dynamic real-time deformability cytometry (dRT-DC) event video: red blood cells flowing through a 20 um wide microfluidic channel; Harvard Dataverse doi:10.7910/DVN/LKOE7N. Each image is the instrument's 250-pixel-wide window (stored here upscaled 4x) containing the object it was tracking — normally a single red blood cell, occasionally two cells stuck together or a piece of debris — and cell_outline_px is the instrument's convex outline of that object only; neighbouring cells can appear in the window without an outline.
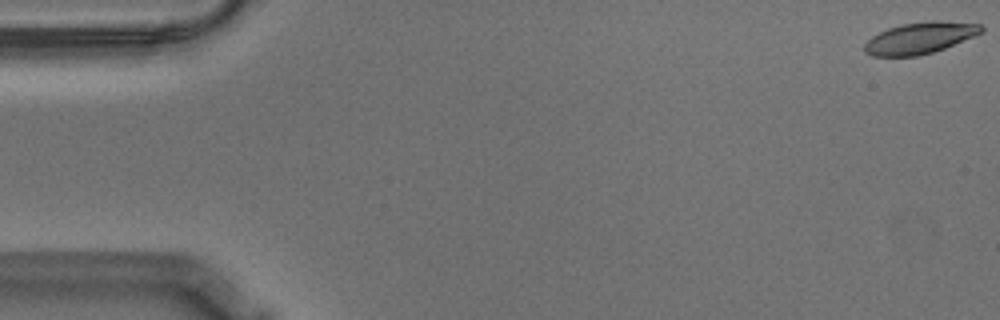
{"species": "Egyptian fruit bat (a non-hibernating species)", "species_latin": "Rousettus aegyptiacus", "temperature_condition": "warm", "stored_images_in_passage": 57, "camera_frame_rate_fps": 3000, "um_per_image_px": 0.085, "animal": {"sex": "male"}, "frame": {"image": 1, "passage_image": 1, "time_ms": 0.0, "image_size_px": [1000, 320], "cell_outline_px": [[984, 32], [944, 48], [932, 52], [916, 56], [872, 56], [864, 52], [864, 44], [872, 36], [888, 28], [900, 24], [932, 20], [936, 20], [980, 24], [984, 28]], "centroid_in_image_um": [78.19, 3.22], "position_along_channel_um": 6.8, "area_um2": 21.39}}
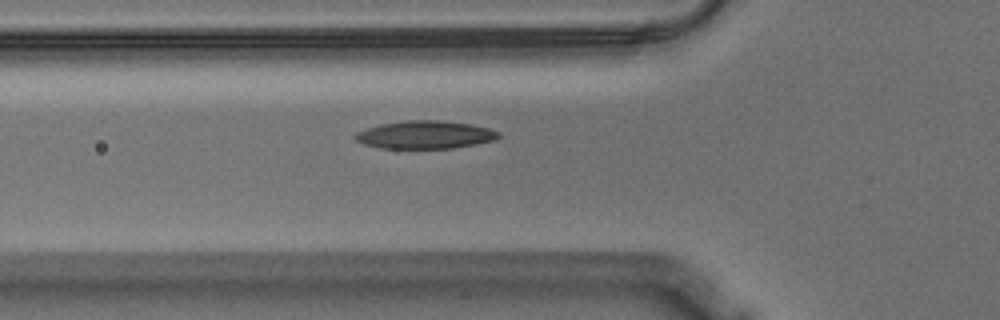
{"frame": {"image": 2, "passage_image": 20, "time_ms": 6.333, "image_size_px": [1000, 320], "cell_outline_px": [[500, 136], [492, 140], [452, 148], [380, 148], [364, 144], [356, 140], [352, 136], [356, 132], [380, 124], [408, 120], [436, 120], [468, 124], [488, 128], [500, 132]], "centroid_in_image_um": [36.07, 11.45], "position_along_channel_um": 89.7, "area_um2": 22.95}}
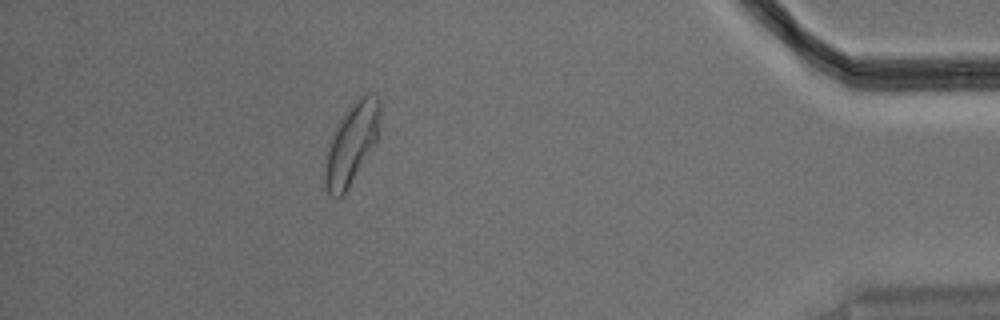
{"frame": {"image": 3, "passage_image": 51, "time_ms": 16.667, "image_size_px": [1000, 320], "cell_outline_px": [[380, 112], [376, 140], [344, 196], [336, 200], [328, 196], [324, 188], [324, 168], [328, 144], [332, 132], [336, 124], [348, 108], [364, 92], [372, 92], [380, 100]], "centroid_in_image_um": [29.83, 12.25], "position_along_channel_um": 405.4, "area_um2": 26.24}, "authors_computed_cell_mechanics": {"area_um2": 22.831, "velocity_mm_per_s": 3.5396, "shape_relaxation_time_tau1_ms": 6.4234, "shape_relaxation_time_tau2_ms": 3.4236, "deformation_change_tau1": 0.1804, "deformation_change_tau2": 0.0983}}